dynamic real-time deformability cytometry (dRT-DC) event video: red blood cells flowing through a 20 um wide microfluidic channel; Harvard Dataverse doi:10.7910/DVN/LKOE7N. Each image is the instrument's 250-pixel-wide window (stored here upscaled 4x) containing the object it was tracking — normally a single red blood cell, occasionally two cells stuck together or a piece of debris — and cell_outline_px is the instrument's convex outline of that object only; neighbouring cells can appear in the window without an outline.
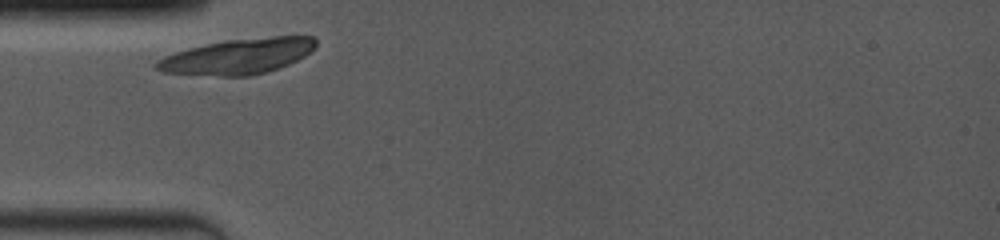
{"species": "common noctule bat (a hibernating species)", "species_latin": "Nyctalus noctula", "temperature_condition": "room temperature", "stored_images_in_passage": 12, "camera_frame_rate_fps": 4000, "um_per_image_px": 0.085, "animal": {"sex": "female", "body_mass_g": 19.0, "forearm_length_mm": 53.3}, "frame": {"image": 1, "passage_image": 1, "time_ms": 0.0, "image_size_px": [1000, 240], "cell_outline_px": [[316, 44], [304, 56], [280, 68], [268, 72], [248, 76], [220, 76], [164, 72], [152, 68], [152, 64], [156, 60], [164, 56], [188, 48], [228, 40], [272, 36], [312, 36], [316, 40]], "centroid_in_image_um": [20.18, 4.8], "position_along_channel_um": 64.8, "area_um2": 32.77}}
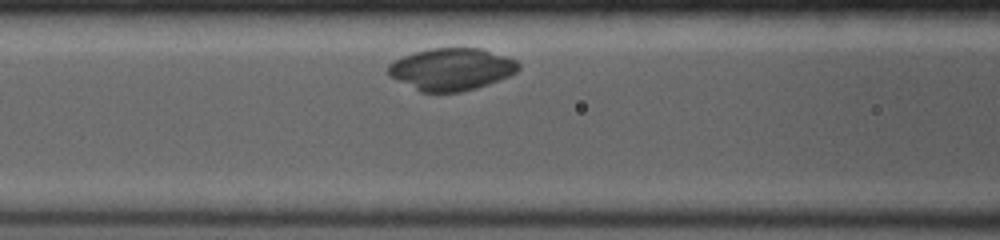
{"frame": {"image": 2, "passage_image": 5, "time_ms": 1.75, "image_size_px": [1000, 240], "cell_outline_px": [[520, 68], [516, 72], [508, 76], [488, 84], [476, 88], [460, 92], [420, 92], [388, 76], [388, 64], [392, 60], [416, 52], [432, 48], [480, 48], [516, 60], [520, 64]], "centroid_in_image_um": [38.34, 5.89], "position_along_channel_um": 128.3, "area_um2": 31.96}}
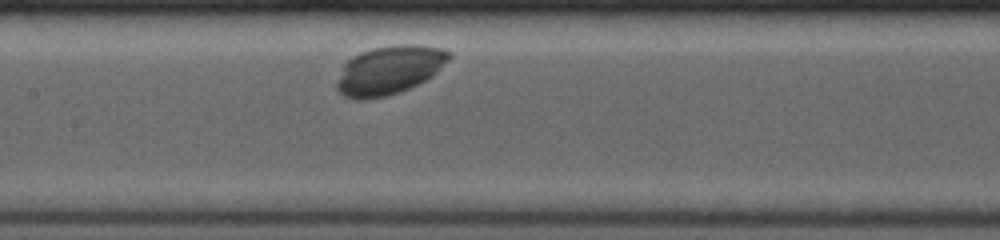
{"frame": {"image": 3, "passage_image": 8, "time_ms": 3.0, "image_size_px": [1000, 240], "cell_outline_px": [[452, 56], [432, 76], [400, 92], [388, 96], [364, 100], [356, 100], [344, 96], [336, 88], [336, 84], [344, 64], [352, 56], [360, 52], [372, 48], [392, 44], [420, 44], [444, 48], [452, 52]], "centroid_in_image_um": [33.1, 5.94], "position_along_channel_um": 174.3, "area_um2": 32.08}}